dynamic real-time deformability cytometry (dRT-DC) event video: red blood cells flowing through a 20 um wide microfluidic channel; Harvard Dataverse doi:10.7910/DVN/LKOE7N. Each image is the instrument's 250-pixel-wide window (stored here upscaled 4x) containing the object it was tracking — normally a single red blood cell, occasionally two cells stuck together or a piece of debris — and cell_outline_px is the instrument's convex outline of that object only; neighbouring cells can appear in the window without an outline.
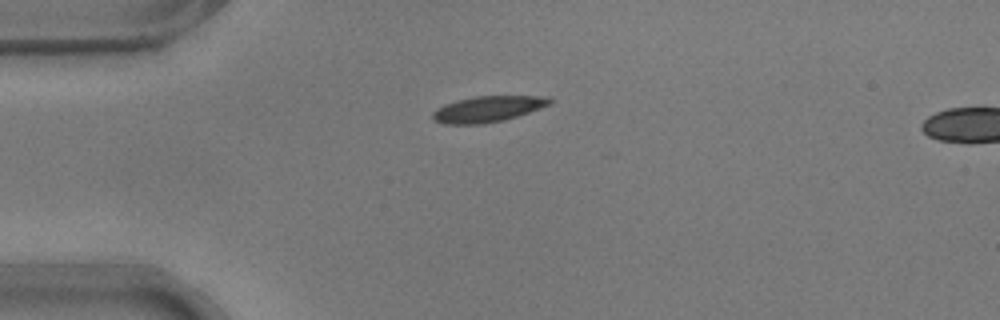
{"species": "common noctule bat (a hibernating species)", "species_latin": "Nyctalus noctula", "temperature_condition": "warm", "stored_images_in_passage": 41, "camera_frame_rate_fps": 3000, "um_per_image_px": 0.085, "animal": {"sex": "male", "body_mass_g": 17.9}, "frame": {"image": 1, "passage_image": 1, "time_ms": 0.0, "image_size_px": [1000, 320], "cell_outline_px": [[556, 100], [552, 104], [504, 120], [484, 124], [444, 124], [432, 120], [432, 112], [436, 108], [444, 104], [456, 100], [476, 96], [548, 96]], "centroid_in_image_um": [41.46, 9.26], "position_along_channel_um": 43.5, "area_um2": 17.92}}
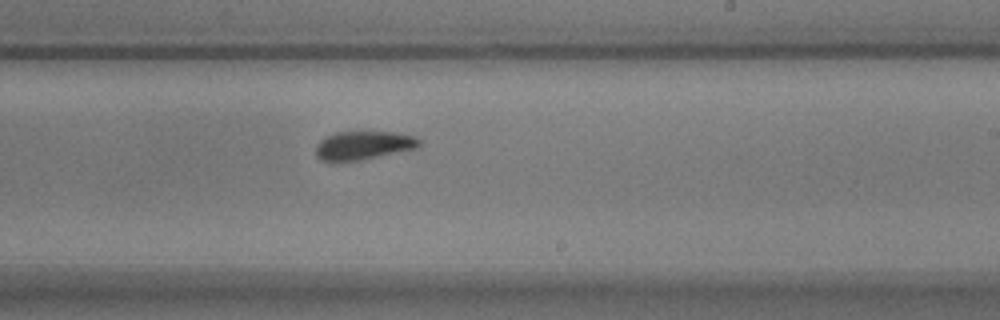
{"frame": {"image": 2, "passage_image": 20, "time_ms": 6.333, "image_size_px": [1000, 320], "cell_outline_px": [[420, 144], [416, 148], [360, 160], [332, 164], [320, 160], [316, 156], [316, 144], [324, 136], [336, 132], [396, 132], [416, 136], [420, 140]], "centroid_in_image_um": [30.81, 12.38], "position_along_channel_um": 258.2, "area_um2": 17.63}}
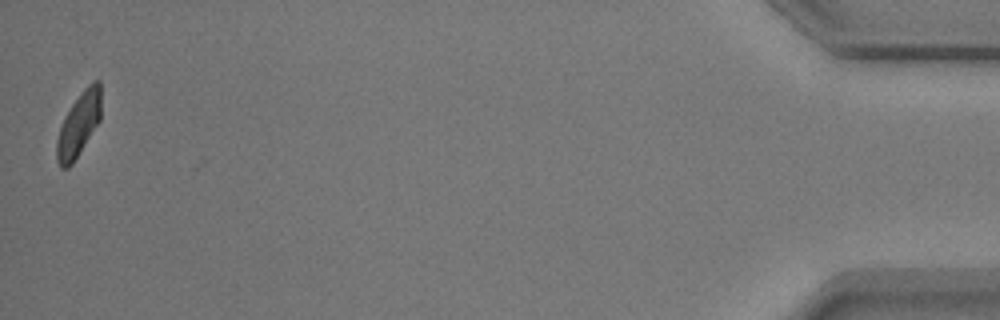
{"frame": {"image": 3, "passage_image": 41, "time_ms": 13.333, "image_size_px": [1000, 320], "cell_outline_px": [[100, 120], [72, 164], [68, 168], [60, 168], [56, 156], [56, 140], [64, 116], [72, 104], [84, 88], [92, 80], [100, 80]], "centroid_in_image_um": [6.68, 10.57], "position_along_channel_um": 428.5, "area_um2": 16.36}, "authors_computed_cell_mechanics": {"area_um2": 17.7446, "velocity_mm_per_s": 3.7339, "shape_relaxation_time_tau1_ms": 3.0003, "shape_relaxation_time_tau2_ms": 2.1468, "deformation_change_tau1": 0.1333, "deformation_change_tau2": 0.0676}}